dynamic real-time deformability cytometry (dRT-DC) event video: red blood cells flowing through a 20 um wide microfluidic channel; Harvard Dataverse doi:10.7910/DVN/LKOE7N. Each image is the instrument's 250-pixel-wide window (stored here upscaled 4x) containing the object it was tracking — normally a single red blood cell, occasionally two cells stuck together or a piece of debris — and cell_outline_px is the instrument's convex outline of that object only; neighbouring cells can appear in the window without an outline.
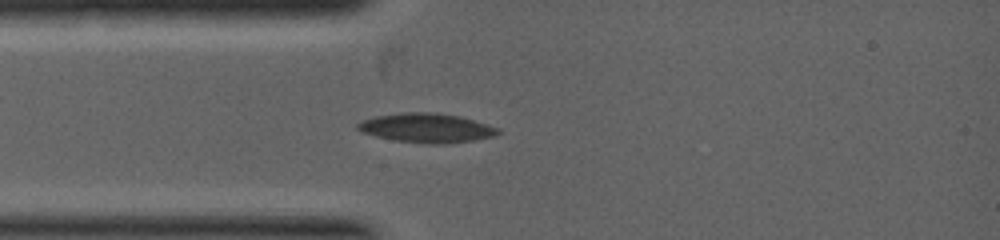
{"species": "common noctule bat (a hibernating species)", "species_latin": "Nyctalus noctula", "temperature_condition": "warm", "stored_images_in_passage": 25, "camera_frame_rate_fps": 5000, "um_per_image_px": 0.085, "animal": {"sex": "female", "body_mass_g": 19.0, "forearm_length_mm": 53.3}, "frame": {"image": 1, "passage_image": 7, "time_ms": 1.2, "image_size_px": [1000, 240], "cell_outline_px": [[500, 132], [496, 136], [472, 140], [436, 144], [432, 144], [396, 140], [376, 136], [364, 132], [356, 128], [356, 124], [364, 120], [376, 116], [404, 112], [436, 112], [460, 116], [500, 128]], "centroid_in_image_um": [36.29, 10.86], "position_along_channel_um": 48.7, "area_um2": 23.64}}
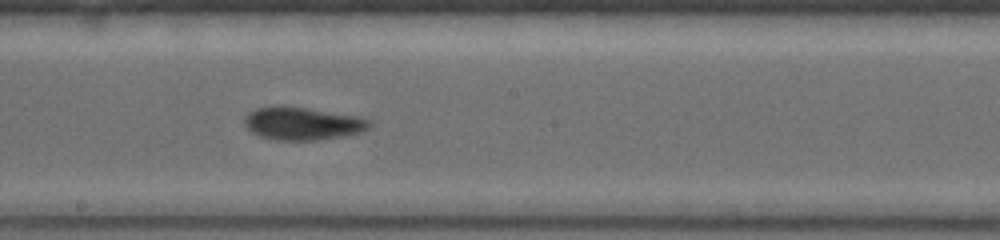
{"frame": {"image": 2, "passage_image": 17, "time_ms": 3.6, "image_size_px": [1000, 240], "cell_outline_px": [[372, 124], [368, 128], [360, 132], [340, 136], [316, 140], [276, 140], [260, 136], [252, 132], [244, 124], [244, 116], [248, 112], [256, 108], [308, 108], [356, 116], [368, 120]], "centroid_in_image_um": [25.69, 10.52], "position_along_channel_um": 222.5, "area_um2": 23.18}}
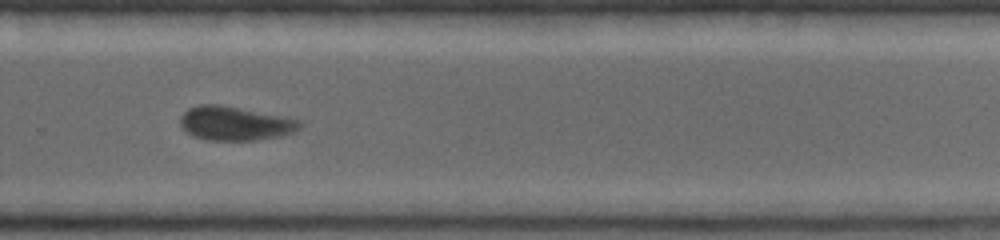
{"frame": {"image": 3, "passage_image": 23, "time_ms": 4.8, "image_size_px": [1000, 240], "cell_outline_px": [[300, 128], [292, 132], [280, 136], [256, 140], [208, 140], [196, 136], [188, 132], [180, 124], [180, 116], [188, 108], [200, 104], [220, 104], [300, 120]], "centroid_in_image_um": [19.95, 10.48], "position_along_channel_um": 309.9, "area_um2": 23.29}}